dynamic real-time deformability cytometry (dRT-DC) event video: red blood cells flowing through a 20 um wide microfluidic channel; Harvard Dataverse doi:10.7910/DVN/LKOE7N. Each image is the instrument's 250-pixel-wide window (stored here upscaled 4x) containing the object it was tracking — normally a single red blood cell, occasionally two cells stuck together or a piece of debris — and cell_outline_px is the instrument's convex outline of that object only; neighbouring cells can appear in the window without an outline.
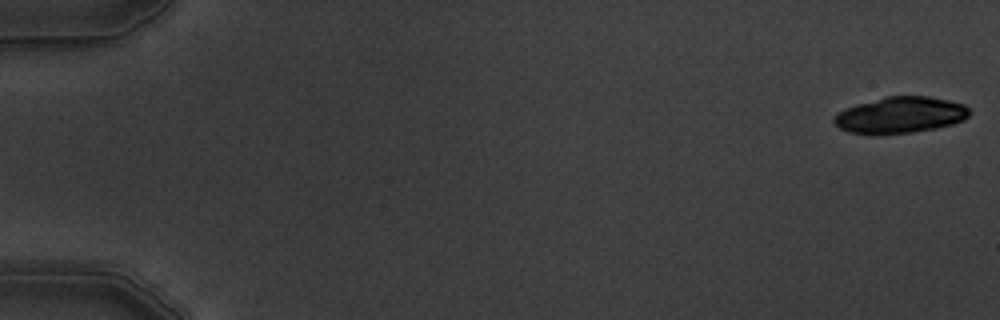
{"species": "common noctule bat (a hibernating species)", "species_latin": "Nyctalus noctula", "temperature_condition": "warm", "stored_images_in_passage": 8, "camera_frame_rate_fps": 3000, "um_per_image_px": 0.085, "animal": {"sex": "male", "body_mass_g": 19.5, "forearm_length_mm": 54.6}, "frame": {"image": 1, "passage_image": 1, "time_ms": 0.0, "image_size_px": [1000, 320], "cell_outline_px": [[972, 112], [964, 120], [952, 124], [936, 128], [912, 132], [848, 132], [840, 128], [832, 120], [840, 112], [848, 108], [860, 104], [888, 96], [928, 96], [948, 100], [964, 104]], "centroid_in_image_um": [76.62, 9.75], "position_along_channel_um": 8.4, "area_um2": 27.69}}